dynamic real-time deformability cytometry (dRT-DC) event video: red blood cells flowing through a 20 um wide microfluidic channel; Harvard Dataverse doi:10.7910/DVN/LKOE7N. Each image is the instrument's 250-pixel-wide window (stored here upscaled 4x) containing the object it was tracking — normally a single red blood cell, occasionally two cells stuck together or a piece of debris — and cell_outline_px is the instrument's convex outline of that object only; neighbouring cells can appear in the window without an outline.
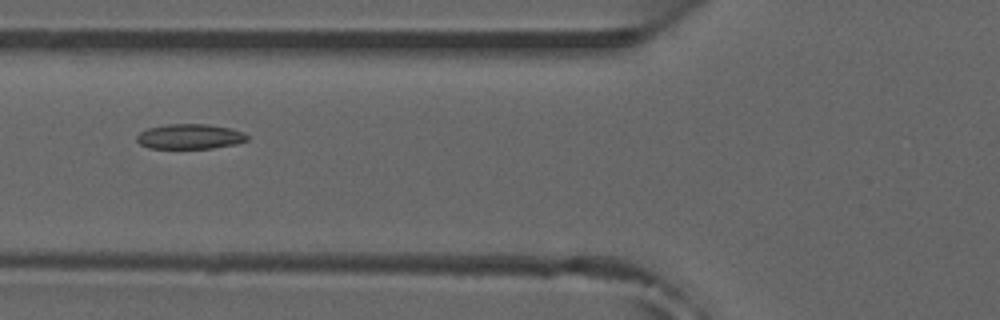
{"species": "common noctule bat (a hibernating species)", "species_latin": "Nyctalus noctula", "temperature_condition": "room temperature", "stored_images_in_passage": 8, "camera_frame_rate_fps": 3000, "um_per_image_px": 0.085, "animal": {"sex": "male", "forearm_length_mm": 52.5}, "frame": {"image": 1, "passage_image": 6, "time_ms": 1.667, "image_size_px": [1000, 320], "cell_outline_px": [[248, 140], [236, 144], [212, 148], [148, 148], [140, 144], [136, 140], [136, 136], [140, 132], [148, 128], [168, 124], [208, 124], [232, 128], [244, 132], [248, 136]], "centroid_in_image_um": [16.15, 11.6], "position_along_channel_um": 109.6, "area_um2": 16.18}}
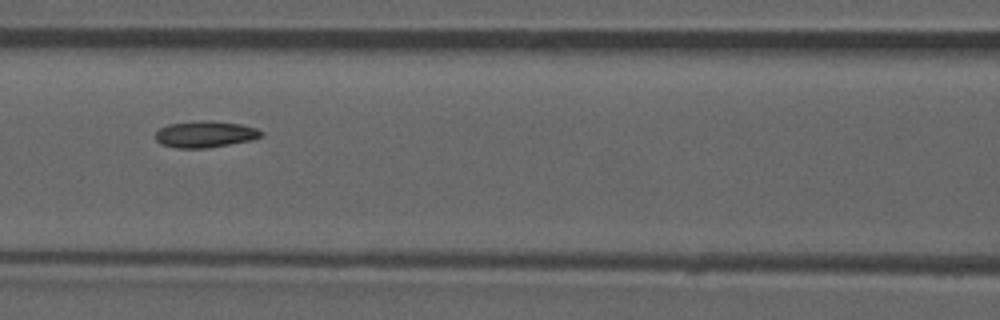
{"frame": {"image": 2, "passage_image": 7, "time_ms": 2.0, "image_size_px": [1000, 320], "cell_outline_px": [[264, 136], [252, 140], [204, 148], [176, 148], [160, 144], [156, 140], [156, 132], [160, 128], [168, 124], [200, 120], [212, 120], [240, 124], [256, 128], [264, 132]], "centroid_in_image_um": [17.45, 11.4], "position_along_channel_um": 149.2, "area_um2": 16.42}}